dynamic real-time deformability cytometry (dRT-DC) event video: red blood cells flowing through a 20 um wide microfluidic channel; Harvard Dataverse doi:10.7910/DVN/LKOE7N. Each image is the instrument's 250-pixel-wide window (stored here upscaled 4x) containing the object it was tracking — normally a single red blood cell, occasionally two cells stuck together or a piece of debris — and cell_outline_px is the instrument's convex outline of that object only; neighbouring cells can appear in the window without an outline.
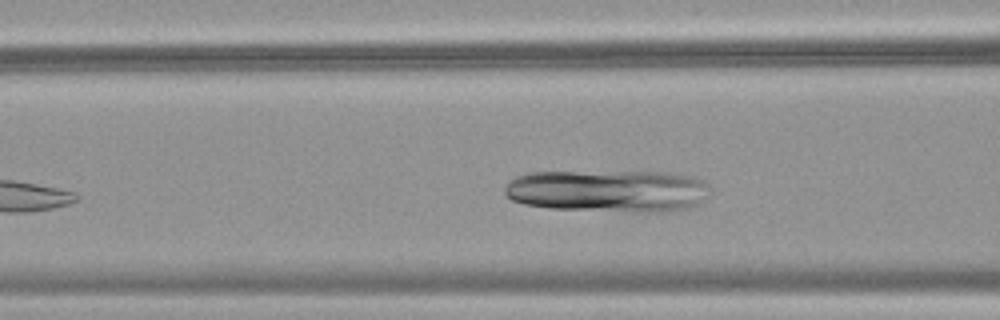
{"species": "common noctule bat (a hibernating species)", "species_latin": "Nyctalus noctula", "temperature_condition": "warm", "stored_images_in_passage": 31, "camera_frame_rate_fps": 3000, "um_per_image_px": 0.085, "animal": {"sex": "female", "body_mass_g": 18.4}, "frame": {"image": 1, "passage_image": 10, "time_ms": 3.0, "image_size_px": [1000, 320], "cell_outline_px": [[708, 196], [692, 208], [672, 212], [628, 212], [548, 208], [524, 204], [512, 200], [504, 192], [504, 188], [516, 176], [528, 172], [668, 172], [692, 176], [704, 180], [708, 184]], "centroid_in_image_um": [51.74, 16.24], "position_along_channel_um": 114.9, "area_um2": 51.33}}
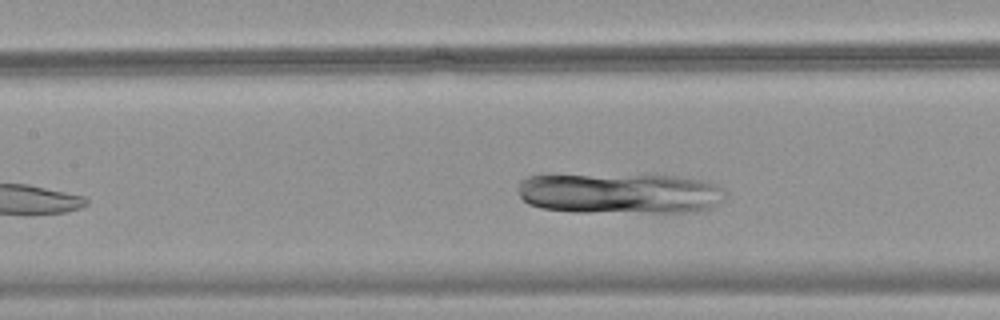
{"frame": {"image": 2, "passage_image": 13, "time_ms": 4.0, "image_size_px": [1000, 320], "cell_outline_px": [[724, 192], [720, 200], [704, 212], [572, 212], [544, 208], [528, 204], [520, 196], [516, 188], [520, 180], [528, 176], [548, 172], [648, 172], [676, 176], [700, 180], [716, 184], [724, 188]], "centroid_in_image_um": [52.57, 16.35], "position_along_channel_um": 154.8, "area_um2": 52.19}}